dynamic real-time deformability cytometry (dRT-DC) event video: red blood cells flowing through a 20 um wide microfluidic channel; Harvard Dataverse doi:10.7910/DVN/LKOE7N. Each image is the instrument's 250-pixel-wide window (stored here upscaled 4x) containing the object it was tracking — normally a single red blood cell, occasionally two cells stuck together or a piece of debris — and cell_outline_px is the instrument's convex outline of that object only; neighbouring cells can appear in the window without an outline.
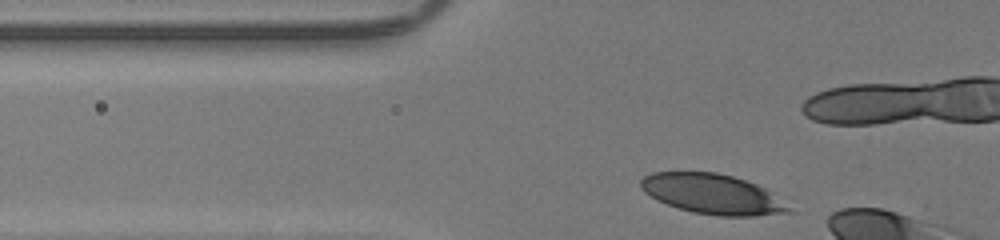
{"species": "human", "species_latin": "Homo sapiens", "temperature_condition": "room temperature", "stored_images_in_passage": 21, "camera_frame_rate_fps": 3000, "um_per_image_px": 0.085, "donor": {"sex": "male"}, "frame": {"image": 1, "passage_image": 16, "time_ms": 5.0, "image_size_px": [1000, 240], "cell_outline_px": [[788, 212], [756, 216], [716, 216], [692, 212], [656, 200], [644, 192], [640, 188], [640, 180], [644, 176], [652, 172], [716, 172], [732, 176], [756, 184], [764, 188], [788, 208]], "centroid_in_image_um": [60.45, 16.49], "position_along_channel_um": 65.4, "area_um2": 33.93}}